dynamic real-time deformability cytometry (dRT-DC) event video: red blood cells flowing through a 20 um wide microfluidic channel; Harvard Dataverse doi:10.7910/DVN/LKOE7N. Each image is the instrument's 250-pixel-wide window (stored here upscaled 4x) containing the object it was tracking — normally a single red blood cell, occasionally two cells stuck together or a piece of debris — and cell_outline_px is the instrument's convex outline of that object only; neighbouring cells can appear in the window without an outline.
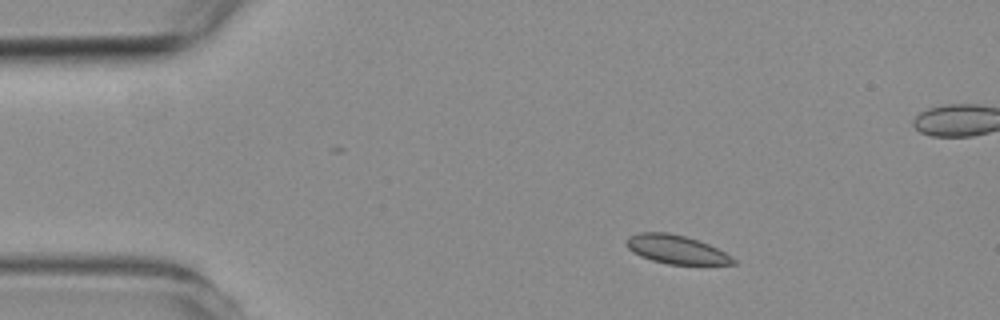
{"species": "common noctule bat (a hibernating species)", "species_latin": "Nyctalus noctula", "temperature_condition": "room temperature", "stored_images_in_passage": 5, "camera_frame_rate_fps": 3000, "um_per_image_px": 0.085, "animal": {"sex": "female", "body_mass_g": 19.3, "forearm_length_mm": 54.1}, "frame": {"image": 1, "passage_image": 2, "time_ms": 1.333, "image_size_px": [1000, 320], "cell_outline_px": [[736, 264], [668, 264], [652, 260], [640, 256], [632, 252], [624, 244], [624, 240], [628, 236], [640, 232], [668, 232], [684, 236], [708, 244], [732, 256], [736, 260]], "centroid_in_image_um": [57.42, 21.19], "position_along_channel_um": 27.6, "area_um2": 17.8}}
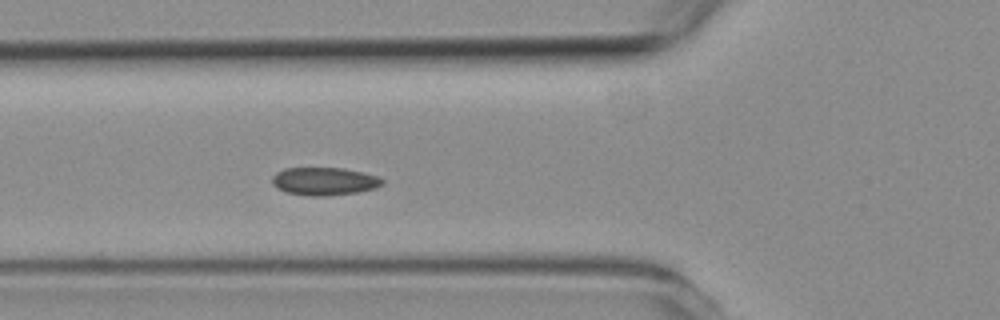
{"frame": {"image": 2, "passage_image": 5, "time_ms": 4.667, "image_size_px": [1000, 320], "cell_outline_px": [[384, 184], [376, 188], [356, 192], [328, 196], [308, 196], [288, 192], [276, 188], [272, 184], [272, 176], [276, 172], [284, 168], [344, 168], [364, 172], [380, 176], [384, 180]], "centroid_in_image_um": [27.59, 15.4], "position_along_channel_um": 98.2, "area_um2": 18.15}}